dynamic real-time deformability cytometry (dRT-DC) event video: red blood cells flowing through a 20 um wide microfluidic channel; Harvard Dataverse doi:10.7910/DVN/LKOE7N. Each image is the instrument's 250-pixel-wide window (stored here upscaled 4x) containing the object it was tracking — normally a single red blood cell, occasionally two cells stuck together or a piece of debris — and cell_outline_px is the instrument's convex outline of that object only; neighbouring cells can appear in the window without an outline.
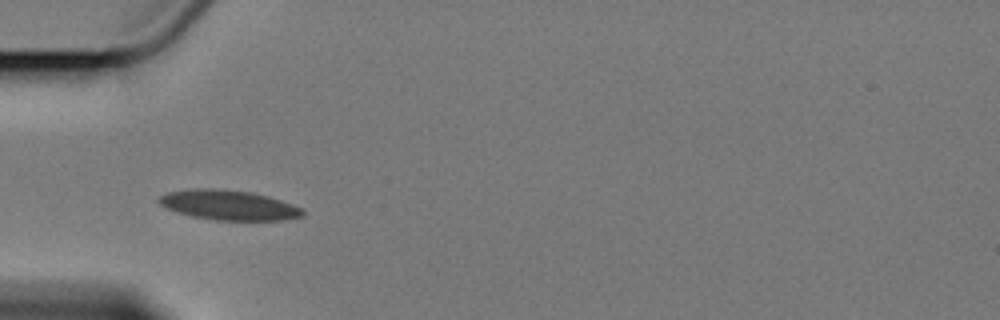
{"species": "Egyptian fruit bat (a non-hibernating species)", "species_latin": "Rousettus aegyptiacus", "temperature_condition": "cold", "stored_images_in_passage": 1, "camera_frame_rate_fps": 3000, "um_per_image_px": 0.085, "animal": {"sex": "female"}, "frame": {"image": 1, "passage_image": 1, "time_ms": 0.0, "image_size_px": [1000, 320], "cell_outline_px": [[304, 216], [284, 220], [216, 220], [192, 216], [176, 212], [164, 208], [156, 200], [160, 196], [168, 192], [196, 188], [216, 188], [252, 192], [268, 196], [304, 208]], "centroid_in_image_um": [19.44, 17.43], "position_along_channel_um": 65.6, "area_um2": 25.2}}